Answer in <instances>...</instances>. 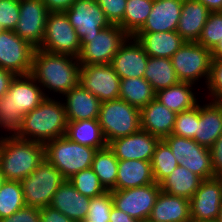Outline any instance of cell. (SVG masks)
Instances as JSON below:
<instances>
[{"label":"cell","instance_id":"1","mask_svg":"<svg viewBox=\"0 0 222 222\" xmlns=\"http://www.w3.org/2000/svg\"><path fill=\"white\" fill-rule=\"evenodd\" d=\"M46 98L42 87L30 74L16 75L6 94L0 97V139L18 137L23 116Z\"/></svg>","mask_w":222,"mask_h":222},{"label":"cell","instance_id":"54","mask_svg":"<svg viewBox=\"0 0 222 222\" xmlns=\"http://www.w3.org/2000/svg\"><path fill=\"white\" fill-rule=\"evenodd\" d=\"M216 222H222V204L220 205V211Z\"/></svg>","mask_w":222,"mask_h":222},{"label":"cell","instance_id":"39","mask_svg":"<svg viewBox=\"0 0 222 222\" xmlns=\"http://www.w3.org/2000/svg\"><path fill=\"white\" fill-rule=\"evenodd\" d=\"M222 40V11L210 12L197 43L212 51Z\"/></svg>","mask_w":222,"mask_h":222},{"label":"cell","instance_id":"2","mask_svg":"<svg viewBox=\"0 0 222 222\" xmlns=\"http://www.w3.org/2000/svg\"><path fill=\"white\" fill-rule=\"evenodd\" d=\"M30 75L46 97L61 98L80 83V62L74 56L36 49Z\"/></svg>","mask_w":222,"mask_h":222},{"label":"cell","instance_id":"47","mask_svg":"<svg viewBox=\"0 0 222 222\" xmlns=\"http://www.w3.org/2000/svg\"><path fill=\"white\" fill-rule=\"evenodd\" d=\"M40 222H76L69 219L66 215L54 209L51 206H46L40 209Z\"/></svg>","mask_w":222,"mask_h":222},{"label":"cell","instance_id":"17","mask_svg":"<svg viewBox=\"0 0 222 222\" xmlns=\"http://www.w3.org/2000/svg\"><path fill=\"white\" fill-rule=\"evenodd\" d=\"M65 14L80 40L99 34L111 25L96 0H76Z\"/></svg>","mask_w":222,"mask_h":222},{"label":"cell","instance_id":"19","mask_svg":"<svg viewBox=\"0 0 222 222\" xmlns=\"http://www.w3.org/2000/svg\"><path fill=\"white\" fill-rule=\"evenodd\" d=\"M148 58L141 43L129 36L114 55L111 65L120 79L144 78Z\"/></svg>","mask_w":222,"mask_h":222},{"label":"cell","instance_id":"38","mask_svg":"<svg viewBox=\"0 0 222 222\" xmlns=\"http://www.w3.org/2000/svg\"><path fill=\"white\" fill-rule=\"evenodd\" d=\"M82 195L93 198L106 192L92 168L81 170L68 179Z\"/></svg>","mask_w":222,"mask_h":222},{"label":"cell","instance_id":"7","mask_svg":"<svg viewBox=\"0 0 222 222\" xmlns=\"http://www.w3.org/2000/svg\"><path fill=\"white\" fill-rule=\"evenodd\" d=\"M171 61L179 81L194 84L202 91L205 89L212 62L208 48L197 42H186L171 57Z\"/></svg>","mask_w":222,"mask_h":222},{"label":"cell","instance_id":"43","mask_svg":"<svg viewBox=\"0 0 222 222\" xmlns=\"http://www.w3.org/2000/svg\"><path fill=\"white\" fill-rule=\"evenodd\" d=\"M20 0H0V27L12 30L17 26L20 16Z\"/></svg>","mask_w":222,"mask_h":222},{"label":"cell","instance_id":"18","mask_svg":"<svg viewBox=\"0 0 222 222\" xmlns=\"http://www.w3.org/2000/svg\"><path fill=\"white\" fill-rule=\"evenodd\" d=\"M160 140V138L140 129L129 136L110 141L107 146L118 160L151 161Z\"/></svg>","mask_w":222,"mask_h":222},{"label":"cell","instance_id":"13","mask_svg":"<svg viewBox=\"0 0 222 222\" xmlns=\"http://www.w3.org/2000/svg\"><path fill=\"white\" fill-rule=\"evenodd\" d=\"M158 183L124 190H112L113 206L139 221L149 219L160 193Z\"/></svg>","mask_w":222,"mask_h":222},{"label":"cell","instance_id":"40","mask_svg":"<svg viewBox=\"0 0 222 222\" xmlns=\"http://www.w3.org/2000/svg\"><path fill=\"white\" fill-rule=\"evenodd\" d=\"M113 207L111 191H106L100 196L90 199V204L85 218L88 222H109Z\"/></svg>","mask_w":222,"mask_h":222},{"label":"cell","instance_id":"50","mask_svg":"<svg viewBox=\"0 0 222 222\" xmlns=\"http://www.w3.org/2000/svg\"><path fill=\"white\" fill-rule=\"evenodd\" d=\"M109 222H140V221L113 206L110 213Z\"/></svg>","mask_w":222,"mask_h":222},{"label":"cell","instance_id":"9","mask_svg":"<svg viewBox=\"0 0 222 222\" xmlns=\"http://www.w3.org/2000/svg\"><path fill=\"white\" fill-rule=\"evenodd\" d=\"M65 181L61 172L46 158L28 177L21 181L26 206H50L59 186Z\"/></svg>","mask_w":222,"mask_h":222},{"label":"cell","instance_id":"45","mask_svg":"<svg viewBox=\"0 0 222 222\" xmlns=\"http://www.w3.org/2000/svg\"><path fill=\"white\" fill-rule=\"evenodd\" d=\"M0 222H40V208L24 206L10 217L1 219Z\"/></svg>","mask_w":222,"mask_h":222},{"label":"cell","instance_id":"15","mask_svg":"<svg viewBox=\"0 0 222 222\" xmlns=\"http://www.w3.org/2000/svg\"><path fill=\"white\" fill-rule=\"evenodd\" d=\"M20 16L14 32L38 49L43 41L49 14L42 0H20Z\"/></svg>","mask_w":222,"mask_h":222},{"label":"cell","instance_id":"30","mask_svg":"<svg viewBox=\"0 0 222 222\" xmlns=\"http://www.w3.org/2000/svg\"><path fill=\"white\" fill-rule=\"evenodd\" d=\"M202 181L201 177L179 164L159 185L163 192L190 200Z\"/></svg>","mask_w":222,"mask_h":222},{"label":"cell","instance_id":"42","mask_svg":"<svg viewBox=\"0 0 222 222\" xmlns=\"http://www.w3.org/2000/svg\"><path fill=\"white\" fill-rule=\"evenodd\" d=\"M202 93L208 100L222 102V59H212L209 80Z\"/></svg>","mask_w":222,"mask_h":222},{"label":"cell","instance_id":"35","mask_svg":"<svg viewBox=\"0 0 222 222\" xmlns=\"http://www.w3.org/2000/svg\"><path fill=\"white\" fill-rule=\"evenodd\" d=\"M154 0H127L123 20L118 24L129 36H133L146 22Z\"/></svg>","mask_w":222,"mask_h":222},{"label":"cell","instance_id":"44","mask_svg":"<svg viewBox=\"0 0 222 222\" xmlns=\"http://www.w3.org/2000/svg\"><path fill=\"white\" fill-rule=\"evenodd\" d=\"M111 24H119L123 20L127 0H96Z\"/></svg>","mask_w":222,"mask_h":222},{"label":"cell","instance_id":"21","mask_svg":"<svg viewBox=\"0 0 222 222\" xmlns=\"http://www.w3.org/2000/svg\"><path fill=\"white\" fill-rule=\"evenodd\" d=\"M183 0H154L145 24L136 33L176 31Z\"/></svg>","mask_w":222,"mask_h":222},{"label":"cell","instance_id":"27","mask_svg":"<svg viewBox=\"0 0 222 222\" xmlns=\"http://www.w3.org/2000/svg\"><path fill=\"white\" fill-rule=\"evenodd\" d=\"M143 46L149 57L169 58L186 43L176 32L135 33L133 35Z\"/></svg>","mask_w":222,"mask_h":222},{"label":"cell","instance_id":"14","mask_svg":"<svg viewBox=\"0 0 222 222\" xmlns=\"http://www.w3.org/2000/svg\"><path fill=\"white\" fill-rule=\"evenodd\" d=\"M120 83L111 64L80 65V84L101 102L118 99Z\"/></svg>","mask_w":222,"mask_h":222},{"label":"cell","instance_id":"25","mask_svg":"<svg viewBox=\"0 0 222 222\" xmlns=\"http://www.w3.org/2000/svg\"><path fill=\"white\" fill-rule=\"evenodd\" d=\"M148 220L151 222H191L190 200L160 191Z\"/></svg>","mask_w":222,"mask_h":222},{"label":"cell","instance_id":"12","mask_svg":"<svg viewBox=\"0 0 222 222\" xmlns=\"http://www.w3.org/2000/svg\"><path fill=\"white\" fill-rule=\"evenodd\" d=\"M36 48L12 30L0 32V67L15 75H29Z\"/></svg>","mask_w":222,"mask_h":222},{"label":"cell","instance_id":"53","mask_svg":"<svg viewBox=\"0 0 222 222\" xmlns=\"http://www.w3.org/2000/svg\"><path fill=\"white\" fill-rule=\"evenodd\" d=\"M5 181H6V179L0 170V189Z\"/></svg>","mask_w":222,"mask_h":222},{"label":"cell","instance_id":"48","mask_svg":"<svg viewBox=\"0 0 222 222\" xmlns=\"http://www.w3.org/2000/svg\"><path fill=\"white\" fill-rule=\"evenodd\" d=\"M49 13L65 12L76 0H42Z\"/></svg>","mask_w":222,"mask_h":222},{"label":"cell","instance_id":"41","mask_svg":"<svg viewBox=\"0 0 222 222\" xmlns=\"http://www.w3.org/2000/svg\"><path fill=\"white\" fill-rule=\"evenodd\" d=\"M197 128V105L191 109L176 114L172 134L193 139Z\"/></svg>","mask_w":222,"mask_h":222},{"label":"cell","instance_id":"46","mask_svg":"<svg viewBox=\"0 0 222 222\" xmlns=\"http://www.w3.org/2000/svg\"><path fill=\"white\" fill-rule=\"evenodd\" d=\"M212 168L215 177L222 173V134L217 138L210 147Z\"/></svg>","mask_w":222,"mask_h":222},{"label":"cell","instance_id":"10","mask_svg":"<svg viewBox=\"0 0 222 222\" xmlns=\"http://www.w3.org/2000/svg\"><path fill=\"white\" fill-rule=\"evenodd\" d=\"M38 49L78 58L81 52V40L65 12L48 14L43 41Z\"/></svg>","mask_w":222,"mask_h":222},{"label":"cell","instance_id":"22","mask_svg":"<svg viewBox=\"0 0 222 222\" xmlns=\"http://www.w3.org/2000/svg\"><path fill=\"white\" fill-rule=\"evenodd\" d=\"M68 122L98 119L101 101L80 83L61 97Z\"/></svg>","mask_w":222,"mask_h":222},{"label":"cell","instance_id":"8","mask_svg":"<svg viewBox=\"0 0 222 222\" xmlns=\"http://www.w3.org/2000/svg\"><path fill=\"white\" fill-rule=\"evenodd\" d=\"M129 35L117 24L102 29L99 34L81 39L80 65L111 64L114 55Z\"/></svg>","mask_w":222,"mask_h":222},{"label":"cell","instance_id":"36","mask_svg":"<svg viewBox=\"0 0 222 222\" xmlns=\"http://www.w3.org/2000/svg\"><path fill=\"white\" fill-rule=\"evenodd\" d=\"M26 206L21 181L6 180L0 189V220Z\"/></svg>","mask_w":222,"mask_h":222},{"label":"cell","instance_id":"4","mask_svg":"<svg viewBox=\"0 0 222 222\" xmlns=\"http://www.w3.org/2000/svg\"><path fill=\"white\" fill-rule=\"evenodd\" d=\"M45 158V144L18 137L0 139V170L6 180L22 181Z\"/></svg>","mask_w":222,"mask_h":222},{"label":"cell","instance_id":"57","mask_svg":"<svg viewBox=\"0 0 222 222\" xmlns=\"http://www.w3.org/2000/svg\"><path fill=\"white\" fill-rule=\"evenodd\" d=\"M76 222H88V221H86V220H82V221H76Z\"/></svg>","mask_w":222,"mask_h":222},{"label":"cell","instance_id":"16","mask_svg":"<svg viewBox=\"0 0 222 222\" xmlns=\"http://www.w3.org/2000/svg\"><path fill=\"white\" fill-rule=\"evenodd\" d=\"M222 204V183L218 177L203 180L190 199L191 222H216Z\"/></svg>","mask_w":222,"mask_h":222},{"label":"cell","instance_id":"5","mask_svg":"<svg viewBox=\"0 0 222 222\" xmlns=\"http://www.w3.org/2000/svg\"><path fill=\"white\" fill-rule=\"evenodd\" d=\"M97 149L69 140L66 136L45 144V158L68 180L77 172L91 168Z\"/></svg>","mask_w":222,"mask_h":222},{"label":"cell","instance_id":"29","mask_svg":"<svg viewBox=\"0 0 222 222\" xmlns=\"http://www.w3.org/2000/svg\"><path fill=\"white\" fill-rule=\"evenodd\" d=\"M155 183L151 161L119 160L115 190L146 186Z\"/></svg>","mask_w":222,"mask_h":222},{"label":"cell","instance_id":"11","mask_svg":"<svg viewBox=\"0 0 222 222\" xmlns=\"http://www.w3.org/2000/svg\"><path fill=\"white\" fill-rule=\"evenodd\" d=\"M171 149L177 162L203 180L214 178L210 148L194 139L169 135L162 139Z\"/></svg>","mask_w":222,"mask_h":222},{"label":"cell","instance_id":"52","mask_svg":"<svg viewBox=\"0 0 222 222\" xmlns=\"http://www.w3.org/2000/svg\"><path fill=\"white\" fill-rule=\"evenodd\" d=\"M212 59H222V40L211 51Z\"/></svg>","mask_w":222,"mask_h":222},{"label":"cell","instance_id":"32","mask_svg":"<svg viewBox=\"0 0 222 222\" xmlns=\"http://www.w3.org/2000/svg\"><path fill=\"white\" fill-rule=\"evenodd\" d=\"M144 79L156 92L180 82L169 58L149 57Z\"/></svg>","mask_w":222,"mask_h":222},{"label":"cell","instance_id":"49","mask_svg":"<svg viewBox=\"0 0 222 222\" xmlns=\"http://www.w3.org/2000/svg\"><path fill=\"white\" fill-rule=\"evenodd\" d=\"M15 74L9 70L0 67V97H3L9 89L11 81L15 78Z\"/></svg>","mask_w":222,"mask_h":222},{"label":"cell","instance_id":"31","mask_svg":"<svg viewBox=\"0 0 222 222\" xmlns=\"http://www.w3.org/2000/svg\"><path fill=\"white\" fill-rule=\"evenodd\" d=\"M65 136L76 143L86 145L97 150L107 147L98 119H84L68 122Z\"/></svg>","mask_w":222,"mask_h":222},{"label":"cell","instance_id":"51","mask_svg":"<svg viewBox=\"0 0 222 222\" xmlns=\"http://www.w3.org/2000/svg\"><path fill=\"white\" fill-rule=\"evenodd\" d=\"M202 3L210 12L222 11V0H195Z\"/></svg>","mask_w":222,"mask_h":222},{"label":"cell","instance_id":"55","mask_svg":"<svg viewBox=\"0 0 222 222\" xmlns=\"http://www.w3.org/2000/svg\"><path fill=\"white\" fill-rule=\"evenodd\" d=\"M218 178H219V180L221 181V183H222V173L219 175V176H217Z\"/></svg>","mask_w":222,"mask_h":222},{"label":"cell","instance_id":"20","mask_svg":"<svg viewBox=\"0 0 222 222\" xmlns=\"http://www.w3.org/2000/svg\"><path fill=\"white\" fill-rule=\"evenodd\" d=\"M202 101L197 104V128L193 139L210 148L222 134V102L204 97Z\"/></svg>","mask_w":222,"mask_h":222},{"label":"cell","instance_id":"33","mask_svg":"<svg viewBox=\"0 0 222 222\" xmlns=\"http://www.w3.org/2000/svg\"><path fill=\"white\" fill-rule=\"evenodd\" d=\"M119 98L139 109L156 98V91L144 78L121 79Z\"/></svg>","mask_w":222,"mask_h":222},{"label":"cell","instance_id":"26","mask_svg":"<svg viewBox=\"0 0 222 222\" xmlns=\"http://www.w3.org/2000/svg\"><path fill=\"white\" fill-rule=\"evenodd\" d=\"M200 90L202 91L194 84L180 81L171 87L157 91L156 99L177 114L193 108L203 99V93Z\"/></svg>","mask_w":222,"mask_h":222},{"label":"cell","instance_id":"28","mask_svg":"<svg viewBox=\"0 0 222 222\" xmlns=\"http://www.w3.org/2000/svg\"><path fill=\"white\" fill-rule=\"evenodd\" d=\"M210 11L200 2L183 0L181 16L176 32L186 42H197Z\"/></svg>","mask_w":222,"mask_h":222},{"label":"cell","instance_id":"24","mask_svg":"<svg viewBox=\"0 0 222 222\" xmlns=\"http://www.w3.org/2000/svg\"><path fill=\"white\" fill-rule=\"evenodd\" d=\"M90 197L82 195L69 180H65L54 194L50 206L74 221L85 220Z\"/></svg>","mask_w":222,"mask_h":222},{"label":"cell","instance_id":"6","mask_svg":"<svg viewBox=\"0 0 222 222\" xmlns=\"http://www.w3.org/2000/svg\"><path fill=\"white\" fill-rule=\"evenodd\" d=\"M98 121L107 144L141 129L140 109L120 98L101 102Z\"/></svg>","mask_w":222,"mask_h":222},{"label":"cell","instance_id":"56","mask_svg":"<svg viewBox=\"0 0 222 222\" xmlns=\"http://www.w3.org/2000/svg\"><path fill=\"white\" fill-rule=\"evenodd\" d=\"M140 222H151V221L147 219V220H145V221H140Z\"/></svg>","mask_w":222,"mask_h":222},{"label":"cell","instance_id":"23","mask_svg":"<svg viewBox=\"0 0 222 222\" xmlns=\"http://www.w3.org/2000/svg\"><path fill=\"white\" fill-rule=\"evenodd\" d=\"M176 113L156 98L140 109L141 129L161 140L172 134Z\"/></svg>","mask_w":222,"mask_h":222},{"label":"cell","instance_id":"37","mask_svg":"<svg viewBox=\"0 0 222 222\" xmlns=\"http://www.w3.org/2000/svg\"><path fill=\"white\" fill-rule=\"evenodd\" d=\"M178 165L179 163L174 157L170 147L163 140H160L151 160L155 182L159 184L164 178L170 175Z\"/></svg>","mask_w":222,"mask_h":222},{"label":"cell","instance_id":"34","mask_svg":"<svg viewBox=\"0 0 222 222\" xmlns=\"http://www.w3.org/2000/svg\"><path fill=\"white\" fill-rule=\"evenodd\" d=\"M119 160L107 146L97 150L91 164V168L98 176L100 183L106 191L115 190Z\"/></svg>","mask_w":222,"mask_h":222},{"label":"cell","instance_id":"3","mask_svg":"<svg viewBox=\"0 0 222 222\" xmlns=\"http://www.w3.org/2000/svg\"><path fill=\"white\" fill-rule=\"evenodd\" d=\"M68 125L61 98L47 97L34 110L23 116L22 130L18 138L46 144L65 136Z\"/></svg>","mask_w":222,"mask_h":222}]
</instances>
